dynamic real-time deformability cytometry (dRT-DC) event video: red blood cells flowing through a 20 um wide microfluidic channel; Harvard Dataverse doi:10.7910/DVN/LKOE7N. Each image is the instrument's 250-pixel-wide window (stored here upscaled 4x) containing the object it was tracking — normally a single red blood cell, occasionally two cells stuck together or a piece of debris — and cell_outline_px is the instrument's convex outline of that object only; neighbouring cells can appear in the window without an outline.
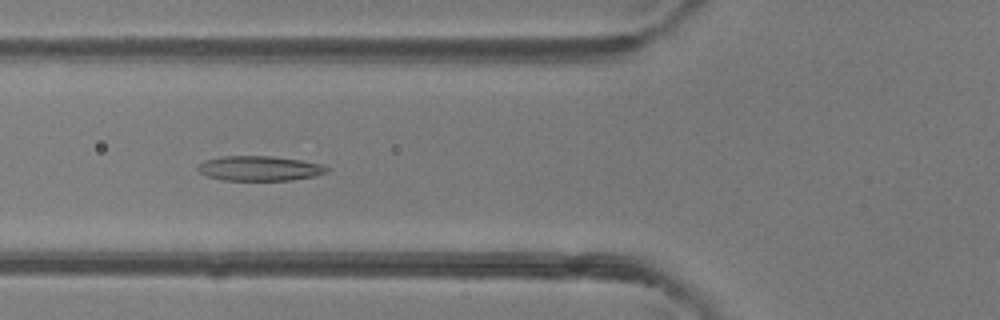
{"species": "common noctule bat (a hibernating species)", "species_latin": "Nyctalus noctula", "temperature_condition": "room temperature", "stored_images_in_passage": 48, "camera_frame_rate_fps": 3000, "um_per_image_px": 0.085, "animal": {"sex": "female"}, "frame": {"image": 1, "passage_image": 17, "time_ms": 5.333, "image_size_px": [1000, 320], "cell_outline_px": [[328, 172], [316, 176], [292, 180], [224, 180], [208, 176], [200, 172], [196, 168], [196, 164], [204, 160], [224, 156], [272, 156], [300, 160], [324, 164], [328, 168]], "centroid_in_image_um": [22.07, 14.31], "position_along_channel_um": 103.7, "area_um2": 18.79}}
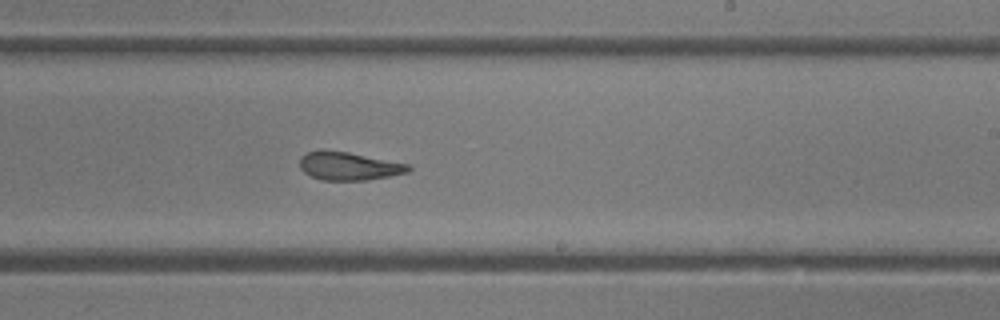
{"frame": {"image": 2, "passage_image": 28, "time_ms": 9.0, "image_size_px": [1000, 320], "cell_outline_px": [[412, 168], [408, 172], [368, 180], [320, 180], [304, 172], [300, 168], [300, 156], [308, 152], [320, 148], [324, 148], [348, 152], [408, 164]], "centroid_in_image_um": [29.59, 14.1], "position_along_channel_um": 259.4, "area_um2": 17.98}}
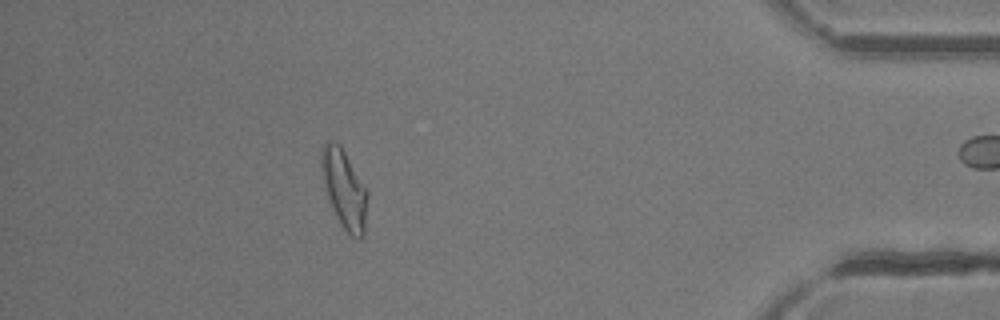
{"frame": {"image": 3, "passage_image": 42, "time_ms": 13.667, "image_size_px": [1000, 320], "cell_outline_px": [[368, 196], [364, 236], [360, 240], [352, 236], [340, 224], [328, 204], [320, 168], [320, 152], [324, 144], [328, 140], [336, 140], [340, 144], [368, 192]], "centroid_in_image_um": [29.23, 16.07], "position_along_channel_um": 406.0, "area_um2": 21.56}, "authors_computed_cell_mechanics": {"area_um2": 19.8543, "velocity_mm_per_s": 4.2337, "shape_relaxation_time_tau1_ms": null, "shape_relaxation_time_tau2_ms": 3.0012, "deformation_change_tau1": null, "deformation_change_tau2": 0.1269}}